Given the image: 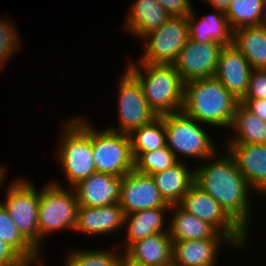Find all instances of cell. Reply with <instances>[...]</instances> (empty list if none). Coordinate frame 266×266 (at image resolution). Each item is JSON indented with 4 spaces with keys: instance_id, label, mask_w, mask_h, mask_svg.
Listing matches in <instances>:
<instances>
[{
    "instance_id": "9a60e30c",
    "label": "cell",
    "mask_w": 266,
    "mask_h": 266,
    "mask_svg": "<svg viewBox=\"0 0 266 266\" xmlns=\"http://www.w3.org/2000/svg\"><path fill=\"white\" fill-rule=\"evenodd\" d=\"M248 184L266 197V144H225Z\"/></svg>"
},
{
    "instance_id": "4dcf8cb0",
    "label": "cell",
    "mask_w": 266,
    "mask_h": 266,
    "mask_svg": "<svg viewBox=\"0 0 266 266\" xmlns=\"http://www.w3.org/2000/svg\"><path fill=\"white\" fill-rule=\"evenodd\" d=\"M114 250V251H113ZM70 252V253H69ZM66 254L77 266H118L121 252L114 249H73Z\"/></svg>"
},
{
    "instance_id": "60d3db41",
    "label": "cell",
    "mask_w": 266,
    "mask_h": 266,
    "mask_svg": "<svg viewBox=\"0 0 266 266\" xmlns=\"http://www.w3.org/2000/svg\"><path fill=\"white\" fill-rule=\"evenodd\" d=\"M166 266H180V265H177V264H175V263L172 261L171 263H169V264L166 265Z\"/></svg>"
},
{
    "instance_id": "836d02e7",
    "label": "cell",
    "mask_w": 266,
    "mask_h": 266,
    "mask_svg": "<svg viewBox=\"0 0 266 266\" xmlns=\"http://www.w3.org/2000/svg\"><path fill=\"white\" fill-rule=\"evenodd\" d=\"M170 17H188L194 9L190 0H156Z\"/></svg>"
},
{
    "instance_id": "5bb4252c",
    "label": "cell",
    "mask_w": 266,
    "mask_h": 266,
    "mask_svg": "<svg viewBox=\"0 0 266 266\" xmlns=\"http://www.w3.org/2000/svg\"><path fill=\"white\" fill-rule=\"evenodd\" d=\"M252 67L234 45H224L220 51L214 77L239 101L248 90Z\"/></svg>"
},
{
    "instance_id": "e575fe53",
    "label": "cell",
    "mask_w": 266,
    "mask_h": 266,
    "mask_svg": "<svg viewBox=\"0 0 266 266\" xmlns=\"http://www.w3.org/2000/svg\"><path fill=\"white\" fill-rule=\"evenodd\" d=\"M0 266H29L11 247L0 239Z\"/></svg>"
},
{
    "instance_id": "4316f807",
    "label": "cell",
    "mask_w": 266,
    "mask_h": 266,
    "mask_svg": "<svg viewBox=\"0 0 266 266\" xmlns=\"http://www.w3.org/2000/svg\"><path fill=\"white\" fill-rule=\"evenodd\" d=\"M0 239L11 247L29 266L42 260L39 253L18 231L8 210L0 201ZM40 260V261H38ZM36 262V263H35Z\"/></svg>"
},
{
    "instance_id": "ab89813d",
    "label": "cell",
    "mask_w": 266,
    "mask_h": 266,
    "mask_svg": "<svg viewBox=\"0 0 266 266\" xmlns=\"http://www.w3.org/2000/svg\"><path fill=\"white\" fill-rule=\"evenodd\" d=\"M66 258L64 259V260H66L64 263V264H66V266H77L68 256H66Z\"/></svg>"
},
{
    "instance_id": "52a82bcc",
    "label": "cell",
    "mask_w": 266,
    "mask_h": 266,
    "mask_svg": "<svg viewBox=\"0 0 266 266\" xmlns=\"http://www.w3.org/2000/svg\"><path fill=\"white\" fill-rule=\"evenodd\" d=\"M29 179L12 180L6 188L4 202L21 235L39 252L38 207L40 191Z\"/></svg>"
},
{
    "instance_id": "30bf717a",
    "label": "cell",
    "mask_w": 266,
    "mask_h": 266,
    "mask_svg": "<svg viewBox=\"0 0 266 266\" xmlns=\"http://www.w3.org/2000/svg\"><path fill=\"white\" fill-rule=\"evenodd\" d=\"M188 38V18L172 16L159 29L141 38L145 44L142 57L131 62L173 64Z\"/></svg>"
},
{
    "instance_id": "74e56055",
    "label": "cell",
    "mask_w": 266,
    "mask_h": 266,
    "mask_svg": "<svg viewBox=\"0 0 266 266\" xmlns=\"http://www.w3.org/2000/svg\"><path fill=\"white\" fill-rule=\"evenodd\" d=\"M118 266H148L130 259L124 252L121 253Z\"/></svg>"
},
{
    "instance_id": "ba28073f",
    "label": "cell",
    "mask_w": 266,
    "mask_h": 266,
    "mask_svg": "<svg viewBox=\"0 0 266 266\" xmlns=\"http://www.w3.org/2000/svg\"><path fill=\"white\" fill-rule=\"evenodd\" d=\"M183 210L212 225L239 249L249 242L247 233L224 208L195 182L178 204ZM248 240V241H247Z\"/></svg>"
},
{
    "instance_id": "2e32d148",
    "label": "cell",
    "mask_w": 266,
    "mask_h": 266,
    "mask_svg": "<svg viewBox=\"0 0 266 266\" xmlns=\"http://www.w3.org/2000/svg\"><path fill=\"white\" fill-rule=\"evenodd\" d=\"M122 177L107 173H93L73 188L79 206L101 207L118 203Z\"/></svg>"
},
{
    "instance_id": "ffe728a7",
    "label": "cell",
    "mask_w": 266,
    "mask_h": 266,
    "mask_svg": "<svg viewBox=\"0 0 266 266\" xmlns=\"http://www.w3.org/2000/svg\"><path fill=\"white\" fill-rule=\"evenodd\" d=\"M170 211L173 213L168 220V233L172 241L229 239L226 235L219 233L212 225L186 212L179 205H171L168 213Z\"/></svg>"
},
{
    "instance_id": "8d00e7d4",
    "label": "cell",
    "mask_w": 266,
    "mask_h": 266,
    "mask_svg": "<svg viewBox=\"0 0 266 266\" xmlns=\"http://www.w3.org/2000/svg\"><path fill=\"white\" fill-rule=\"evenodd\" d=\"M204 1L206 4H210V6L213 7V9H219L225 12V10L228 8L229 3L231 0H200Z\"/></svg>"
},
{
    "instance_id": "d6986e66",
    "label": "cell",
    "mask_w": 266,
    "mask_h": 266,
    "mask_svg": "<svg viewBox=\"0 0 266 266\" xmlns=\"http://www.w3.org/2000/svg\"><path fill=\"white\" fill-rule=\"evenodd\" d=\"M171 206L155 207L147 210L126 214L124 231L126 233L125 242H123L124 252L133 242L142 240L146 237L155 235L161 232H168V224H164L167 210ZM167 227H166V226Z\"/></svg>"
},
{
    "instance_id": "7402d4cb",
    "label": "cell",
    "mask_w": 266,
    "mask_h": 266,
    "mask_svg": "<svg viewBox=\"0 0 266 266\" xmlns=\"http://www.w3.org/2000/svg\"><path fill=\"white\" fill-rule=\"evenodd\" d=\"M124 253L148 266H166L172 262L173 241L168 232H161L133 242Z\"/></svg>"
},
{
    "instance_id": "8992f818",
    "label": "cell",
    "mask_w": 266,
    "mask_h": 266,
    "mask_svg": "<svg viewBox=\"0 0 266 266\" xmlns=\"http://www.w3.org/2000/svg\"><path fill=\"white\" fill-rule=\"evenodd\" d=\"M162 120L166 133V146L179 161H183L179 155L183 156V159L191 157L204 161L217 151L216 142L206 132L207 129L201 127L205 124L199 123L182 111L163 114Z\"/></svg>"
},
{
    "instance_id": "ac0fdd59",
    "label": "cell",
    "mask_w": 266,
    "mask_h": 266,
    "mask_svg": "<svg viewBox=\"0 0 266 266\" xmlns=\"http://www.w3.org/2000/svg\"><path fill=\"white\" fill-rule=\"evenodd\" d=\"M223 244L238 249L230 239L173 241L172 261L180 266H216L217 255Z\"/></svg>"
},
{
    "instance_id": "83f0119b",
    "label": "cell",
    "mask_w": 266,
    "mask_h": 266,
    "mask_svg": "<svg viewBox=\"0 0 266 266\" xmlns=\"http://www.w3.org/2000/svg\"><path fill=\"white\" fill-rule=\"evenodd\" d=\"M224 13L232 31L262 25L266 17V0H231Z\"/></svg>"
},
{
    "instance_id": "9c48e42d",
    "label": "cell",
    "mask_w": 266,
    "mask_h": 266,
    "mask_svg": "<svg viewBox=\"0 0 266 266\" xmlns=\"http://www.w3.org/2000/svg\"><path fill=\"white\" fill-rule=\"evenodd\" d=\"M92 125V151L97 173L124 176L134 169L129 134L101 131Z\"/></svg>"
},
{
    "instance_id": "e0dca14e",
    "label": "cell",
    "mask_w": 266,
    "mask_h": 266,
    "mask_svg": "<svg viewBox=\"0 0 266 266\" xmlns=\"http://www.w3.org/2000/svg\"><path fill=\"white\" fill-rule=\"evenodd\" d=\"M125 216L119 203L101 207L79 206L74 231L87 235H110L124 230Z\"/></svg>"
},
{
    "instance_id": "44dd1931",
    "label": "cell",
    "mask_w": 266,
    "mask_h": 266,
    "mask_svg": "<svg viewBox=\"0 0 266 266\" xmlns=\"http://www.w3.org/2000/svg\"><path fill=\"white\" fill-rule=\"evenodd\" d=\"M169 18L156 0H135L122 27L124 32L141 39L148 32L159 29Z\"/></svg>"
},
{
    "instance_id": "d6a6232c",
    "label": "cell",
    "mask_w": 266,
    "mask_h": 266,
    "mask_svg": "<svg viewBox=\"0 0 266 266\" xmlns=\"http://www.w3.org/2000/svg\"><path fill=\"white\" fill-rule=\"evenodd\" d=\"M243 99H266V69H252Z\"/></svg>"
},
{
    "instance_id": "f546056e",
    "label": "cell",
    "mask_w": 266,
    "mask_h": 266,
    "mask_svg": "<svg viewBox=\"0 0 266 266\" xmlns=\"http://www.w3.org/2000/svg\"><path fill=\"white\" fill-rule=\"evenodd\" d=\"M178 162L175 154L165 146L155 151L140 153L134 159V169L142 174L153 175L174 166Z\"/></svg>"
},
{
    "instance_id": "cb8c5ba5",
    "label": "cell",
    "mask_w": 266,
    "mask_h": 266,
    "mask_svg": "<svg viewBox=\"0 0 266 266\" xmlns=\"http://www.w3.org/2000/svg\"><path fill=\"white\" fill-rule=\"evenodd\" d=\"M184 162L186 161H179L174 166L152 175L161 197L169 205H178L195 182L194 169L188 168Z\"/></svg>"
},
{
    "instance_id": "484cf974",
    "label": "cell",
    "mask_w": 266,
    "mask_h": 266,
    "mask_svg": "<svg viewBox=\"0 0 266 266\" xmlns=\"http://www.w3.org/2000/svg\"><path fill=\"white\" fill-rule=\"evenodd\" d=\"M232 44L245 56L252 69H266V27L253 25L233 31Z\"/></svg>"
},
{
    "instance_id": "7a4b0ae2",
    "label": "cell",
    "mask_w": 266,
    "mask_h": 266,
    "mask_svg": "<svg viewBox=\"0 0 266 266\" xmlns=\"http://www.w3.org/2000/svg\"><path fill=\"white\" fill-rule=\"evenodd\" d=\"M237 100L215 77L185 83L181 111L206 126L230 129Z\"/></svg>"
},
{
    "instance_id": "8fae6325",
    "label": "cell",
    "mask_w": 266,
    "mask_h": 266,
    "mask_svg": "<svg viewBox=\"0 0 266 266\" xmlns=\"http://www.w3.org/2000/svg\"><path fill=\"white\" fill-rule=\"evenodd\" d=\"M122 74L117 93L119 127L106 128L113 132L130 134L133 130L152 122L158 115L148 105L138 80L127 69Z\"/></svg>"
},
{
    "instance_id": "d590c367",
    "label": "cell",
    "mask_w": 266,
    "mask_h": 266,
    "mask_svg": "<svg viewBox=\"0 0 266 266\" xmlns=\"http://www.w3.org/2000/svg\"><path fill=\"white\" fill-rule=\"evenodd\" d=\"M240 102L250 112L266 122V99H242Z\"/></svg>"
},
{
    "instance_id": "5b68a950",
    "label": "cell",
    "mask_w": 266,
    "mask_h": 266,
    "mask_svg": "<svg viewBox=\"0 0 266 266\" xmlns=\"http://www.w3.org/2000/svg\"><path fill=\"white\" fill-rule=\"evenodd\" d=\"M78 208L74 189H67L58 180L43 185L38 207L39 253L46 236L65 229L74 232Z\"/></svg>"
},
{
    "instance_id": "6da1fadb",
    "label": "cell",
    "mask_w": 266,
    "mask_h": 266,
    "mask_svg": "<svg viewBox=\"0 0 266 266\" xmlns=\"http://www.w3.org/2000/svg\"><path fill=\"white\" fill-rule=\"evenodd\" d=\"M220 155L217 150L202 164L195 165V183L215 199L224 210L250 234L251 186L237 168L228 152ZM219 155V156H218ZM211 160V161H210ZM251 211V212H250Z\"/></svg>"
},
{
    "instance_id": "4fadbf2b",
    "label": "cell",
    "mask_w": 266,
    "mask_h": 266,
    "mask_svg": "<svg viewBox=\"0 0 266 266\" xmlns=\"http://www.w3.org/2000/svg\"><path fill=\"white\" fill-rule=\"evenodd\" d=\"M118 203L125 214L171 206L161 197L152 175L139 173L135 169L122 176Z\"/></svg>"
},
{
    "instance_id": "3957f363",
    "label": "cell",
    "mask_w": 266,
    "mask_h": 266,
    "mask_svg": "<svg viewBox=\"0 0 266 266\" xmlns=\"http://www.w3.org/2000/svg\"><path fill=\"white\" fill-rule=\"evenodd\" d=\"M126 69L138 80L158 116L181 111L185 82L173 64L130 62Z\"/></svg>"
},
{
    "instance_id": "7c38bea8",
    "label": "cell",
    "mask_w": 266,
    "mask_h": 266,
    "mask_svg": "<svg viewBox=\"0 0 266 266\" xmlns=\"http://www.w3.org/2000/svg\"><path fill=\"white\" fill-rule=\"evenodd\" d=\"M223 46L215 41L202 43L188 38L173 66L185 83L214 77Z\"/></svg>"
},
{
    "instance_id": "277c9868",
    "label": "cell",
    "mask_w": 266,
    "mask_h": 266,
    "mask_svg": "<svg viewBox=\"0 0 266 266\" xmlns=\"http://www.w3.org/2000/svg\"><path fill=\"white\" fill-rule=\"evenodd\" d=\"M77 116L61 126L57 159L71 188L96 172L92 151V123Z\"/></svg>"
},
{
    "instance_id": "1f68e13d",
    "label": "cell",
    "mask_w": 266,
    "mask_h": 266,
    "mask_svg": "<svg viewBox=\"0 0 266 266\" xmlns=\"http://www.w3.org/2000/svg\"><path fill=\"white\" fill-rule=\"evenodd\" d=\"M0 18V69L4 68L11 56L21 48L20 35L15 25ZM15 51V52H14Z\"/></svg>"
},
{
    "instance_id": "f35d334b",
    "label": "cell",
    "mask_w": 266,
    "mask_h": 266,
    "mask_svg": "<svg viewBox=\"0 0 266 266\" xmlns=\"http://www.w3.org/2000/svg\"><path fill=\"white\" fill-rule=\"evenodd\" d=\"M5 174H7L6 168L2 165H0V187L4 184H2L5 181Z\"/></svg>"
},
{
    "instance_id": "f1b7e54d",
    "label": "cell",
    "mask_w": 266,
    "mask_h": 266,
    "mask_svg": "<svg viewBox=\"0 0 266 266\" xmlns=\"http://www.w3.org/2000/svg\"><path fill=\"white\" fill-rule=\"evenodd\" d=\"M131 151L135 159L142 152L155 151L166 146V133L162 115L130 134Z\"/></svg>"
},
{
    "instance_id": "d4e9b609",
    "label": "cell",
    "mask_w": 266,
    "mask_h": 266,
    "mask_svg": "<svg viewBox=\"0 0 266 266\" xmlns=\"http://www.w3.org/2000/svg\"><path fill=\"white\" fill-rule=\"evenodd\" d=\"M225 144H266V122L238 103ZM230 137V138H229Z\"/></svg>"
},
{
    "instance_id": "603a6c76",
    "label": "cell",
    "mask_w": 266,
    "mask_h": 266,
    "mask_svg": "<svg viewBox=\"0 0 266 266\" xmlns=\"http://www.w3.org/2000/svg\"><path fill=\"white\" fill-rule=\"evenodd\" d=\"M211 14L198 19L193 9L188 18L189 38L207 42H219L222 45L232 43L233 31L229 27L224 11L216 9Z\"/></svg>"
}]
</instances>
